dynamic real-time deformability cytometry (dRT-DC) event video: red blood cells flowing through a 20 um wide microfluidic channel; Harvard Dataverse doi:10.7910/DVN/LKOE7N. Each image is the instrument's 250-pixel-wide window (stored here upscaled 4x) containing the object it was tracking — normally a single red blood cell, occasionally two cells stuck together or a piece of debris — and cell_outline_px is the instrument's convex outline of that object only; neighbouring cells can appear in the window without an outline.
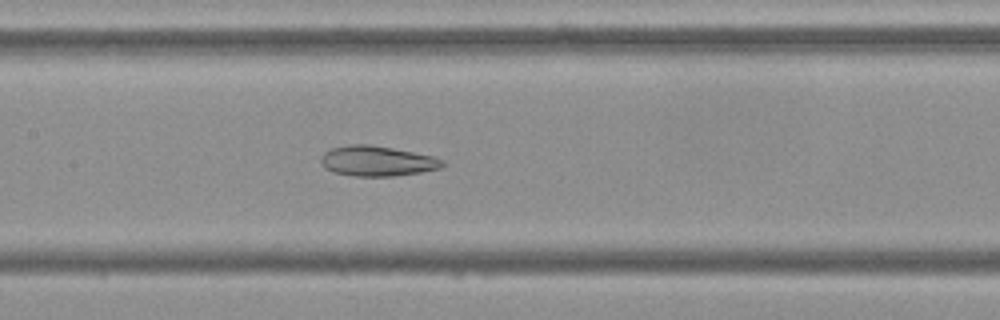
{"species": "Egyptian fruit bat (a non-hibernating species)", "species_latin": "Rousettus aegyptiacus", "temperature_condition": "cold", "stored_images_in_passage": 54, "camera_frame_rate_fps": 3000, "um_per_image_px": 0.085, "frame": {"image": 1, "passage_image": 25, "time_ms": 8.0, "image_size_px": [1000, 320], "cell_outline_px": [[444, 164], [440, 168], [420, 172], [392, 176], [356, 176], [336, 172], [324, 168], [320, 160], [320, 156], [324, 152], [332, 148], [348, 144], [368, 144], [392, 148], [432, 156], [444, 160]], "centroid_in_image_um": [32.02, 13.68], "position_along_channel_um": 175.4, "area_um2": 21.21}}
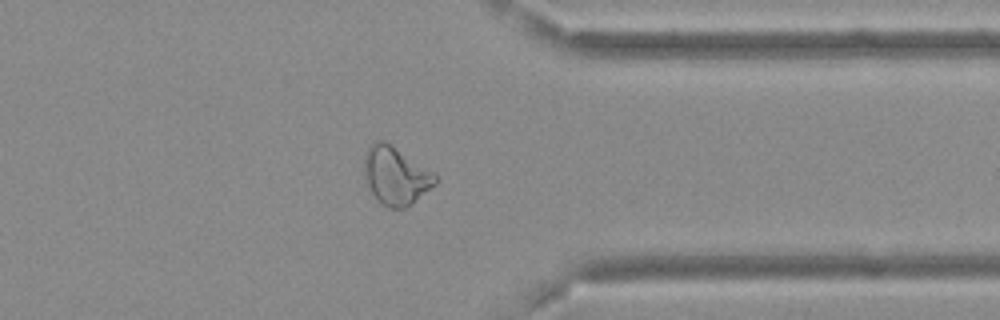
{"frame": {"image": 2, "passage_image": 42, "time_ms": 13.667, "image_size_px": [1000, 320], "cell_outline_px": [[436, 184], [404, 208], [388, 208], [372, 192], [364, 176], [364, 156], [368, 148], [376, 140], [384, 140], [436, 172]], "centroid_in_image_um": [33.65, 14.89], "position_along_channel_um": 377.8, "area_um2": 23.7}}
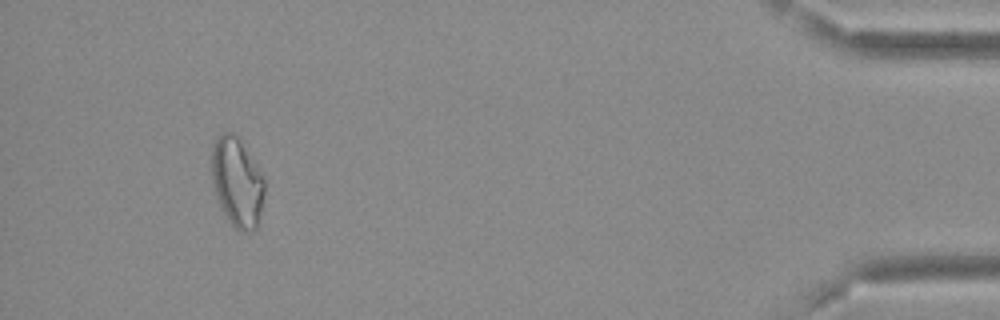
{"frame": {"image": 3, "passage_image": 50, "time_ms": 16.333, "image_size_px": [1000, 320], "cell_outline_px": [[264, 196], [256, 228], [252, 232], [240, 232], [228, 220], [216, 196], [212, 184], [212, 144], [216, 136], [224, 132], [236, 132], [264, 180]], "centroid_in_image_um": [20.13, 15.47], "position_along_channel_um": 415.1, "area_um2": 27.34}, "authors_computed_cell_mechanics": {"area_um2": 25.4898, "velocity_mm_per_s": 3.6922, "shape_relaxation_time_tau1_ms": null, "shape_relaxation_time_tau2_ms": 3.4477, "deformation_change_tau1": null, "deformation_change_tau2": 0.1159}}